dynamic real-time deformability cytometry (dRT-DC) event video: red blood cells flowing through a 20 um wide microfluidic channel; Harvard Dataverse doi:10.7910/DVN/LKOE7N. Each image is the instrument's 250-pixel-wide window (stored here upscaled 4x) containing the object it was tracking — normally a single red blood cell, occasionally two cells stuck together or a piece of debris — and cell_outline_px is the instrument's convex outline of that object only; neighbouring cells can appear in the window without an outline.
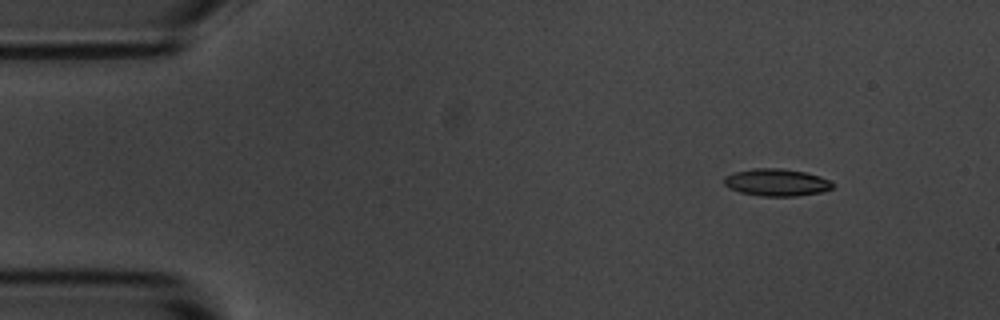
{"species": "common noctule bat (a hibernating species)", "species_latin": "Nyctalus noctula", "temperature_condition": "room temperature", "stored_images_in_passage": 5, "segment_of_instrument_passage": [2, 2], "camera_frame_rate_fps": 3000, "um_per_image_px": 0.085, "animal": {"sex": "male", "body_mass_g": 20.1, "forearm_length_mm": 53.5}, "frame": {"image": 1, "passage_image": 5, "time_ms": 5.667, "image_size_px": [1000, 320], "cell_outline_px": [[832, 188], [820, 192], [796, 196], [760, 196], [740, 192], [728, 188], [724, 184], [724, 176], [732, 172], [752, 168], [784, 168], [804, 172], [820, 176], [828, 180], [832, 184]], "centroid_in_image_um": [65.94, 15.49], "position_along_channel_um": 19.1, "area_um2": 17.28}}